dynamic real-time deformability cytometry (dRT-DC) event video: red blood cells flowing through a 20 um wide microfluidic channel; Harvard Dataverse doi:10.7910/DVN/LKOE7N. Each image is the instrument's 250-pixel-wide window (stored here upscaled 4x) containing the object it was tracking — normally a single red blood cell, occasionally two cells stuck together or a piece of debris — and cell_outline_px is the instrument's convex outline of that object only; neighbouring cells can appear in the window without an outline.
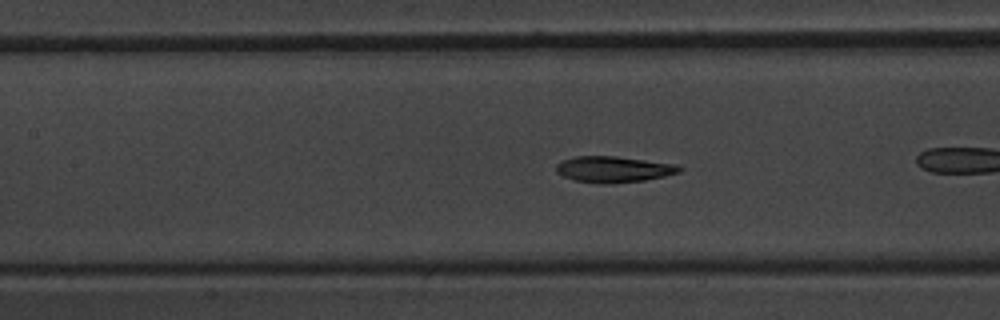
{"species": "common noctule bat (a hibernating species)", "species_latin": "Nyctalus noctula", "temperature_condition": "warm", "stored_images_in_passage": 36, "camera_frame_rate_fps": 3000, "um_per_image_px": 0.085, "animal": {"sex": "male", "body_mass_g": 20.1, "forearm_length_mm": 53.5}, "frame": {"image": 1, "passage_image": 6, "time_ms": 1.667, "image_size_px": [1000, 320], "cell_outline_px": [[684, 168], [680, 172], [664, 176], [644, 180], [612, 184], [604, 184], [576, 180], [564, 176], [556, 172], [556, 164], [564, 160], [576, 156], [616, 156], [676, 164]], "centroid_in_image_um": [52.18, 14.39], "position_along_channel_um": 155.2, "area_um2": 18.67}, "authors_computed_cell_mechanics": {"area_um2": 18.6116, "velocity_mm_per_s": 3.7871, "shape_relaxation_time_tau1_ms": 3.5138, "shape_relaxation_time_tau2_ms": 2.639, "deformation_change_tau1": 0.1303, "deformation_change_tau2": 0.0832}}